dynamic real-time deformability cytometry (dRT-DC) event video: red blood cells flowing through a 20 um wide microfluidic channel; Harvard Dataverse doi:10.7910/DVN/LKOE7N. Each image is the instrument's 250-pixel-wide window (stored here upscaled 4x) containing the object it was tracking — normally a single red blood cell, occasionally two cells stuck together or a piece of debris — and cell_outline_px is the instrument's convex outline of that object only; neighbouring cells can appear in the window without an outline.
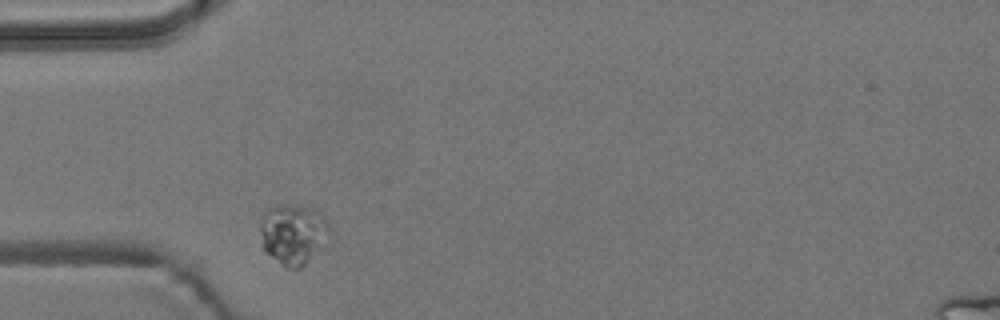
{"species": "common noctule bat (a hibernating species)", "species_latin": "Nyctalus noctula", "temperature_condition": "room temperature", "stored_images_in_passage": 2, "camera_frame_rate_fps": 3000, "um_per_image_px": 0.085, "animal": {"sex": "male", "body_mass_g": 19.2, "forearm_length_mm": 51.8}, "frame": {"image": 1, "passage_image": 1, "time_ms": 0.0, "image_size_px": [1000, 320], "cell_outline_px": [[332, 228], [304, 264], [300, 268], [288, 268], [264, 252], [260, 248], [260, 220], [264, 212], [268, 208], [276, 204], [304, 204], [320, 212], [324, 216]], "centroid_in_image_um": [24.83, 19.81], "position_along_channel_um": 60.2, "area_um2": 24.45}}
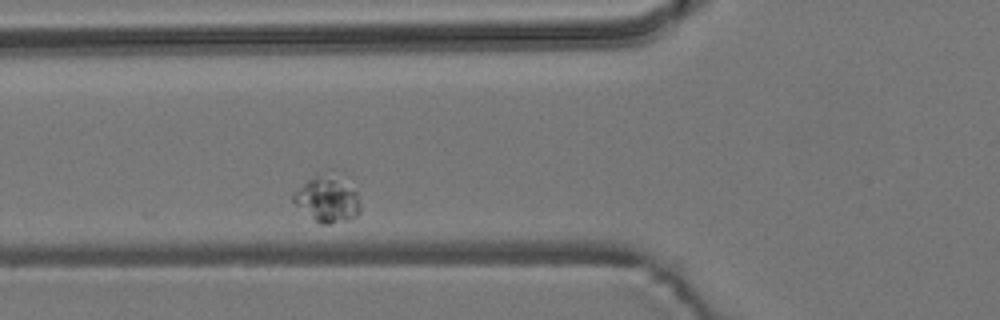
{"frame": {"image": 2, "passage_image": 2, "time_ms": 1.333, "image_size_px": [1000, 320], "cell_outline_px": [[360, 212], [352, 220], [328, 224], [320, 224], [296, 204], [292, 200], [292, 192], [316, 172], [356, 192], [360, 204]], "centroid_in_image_um": [27.76, 17.02], "position_along_channel_um": 98.0, "area_um2": 16.99}}